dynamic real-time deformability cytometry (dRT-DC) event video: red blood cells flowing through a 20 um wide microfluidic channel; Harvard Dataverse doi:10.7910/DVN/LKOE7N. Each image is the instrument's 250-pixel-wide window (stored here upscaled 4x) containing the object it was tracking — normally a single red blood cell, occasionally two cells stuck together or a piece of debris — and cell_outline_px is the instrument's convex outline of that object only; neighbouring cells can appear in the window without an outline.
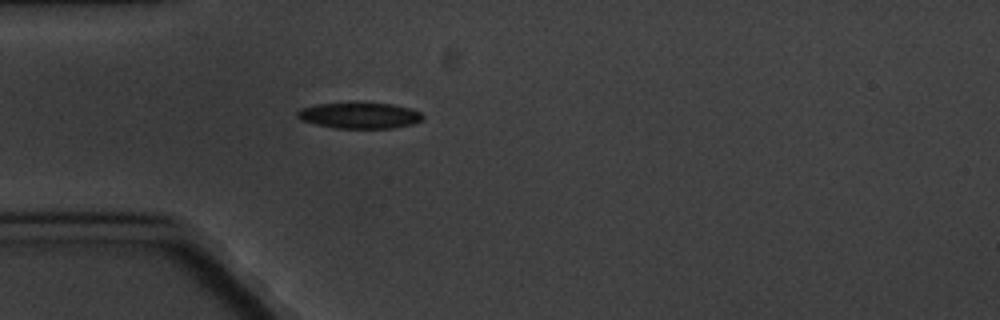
{"species": "common noctule bat (a hibernating species)", "species_latin": "Nyctalus noctula", "temperature_condition": "cold", "stored_images_in_passage": 4, "camera_frame_rate_fps": 3000, "um_per_image_px": 0.085, "animal": {"sex": "male", "body_mass_g": 20.1, "forearm_length_mm": 53.5}, "frame": {"image": 1, "passage_image": 4, "time_ms": 3.667, "image_size_px": [1000, 320], "cell_outline_px": [[424, 116], [420, 120], [412, 124], [392, 128], [336, 128], [316, 124], [300, 120], [296, 116], [296, 112], [300, 108], [316, 104], [392, 104], [408, 108], [420, 112]], "centroid_in_image_um": [30.52, 9.83], "position_along_channel_um": 54.5, "area_um2": 18.55}}